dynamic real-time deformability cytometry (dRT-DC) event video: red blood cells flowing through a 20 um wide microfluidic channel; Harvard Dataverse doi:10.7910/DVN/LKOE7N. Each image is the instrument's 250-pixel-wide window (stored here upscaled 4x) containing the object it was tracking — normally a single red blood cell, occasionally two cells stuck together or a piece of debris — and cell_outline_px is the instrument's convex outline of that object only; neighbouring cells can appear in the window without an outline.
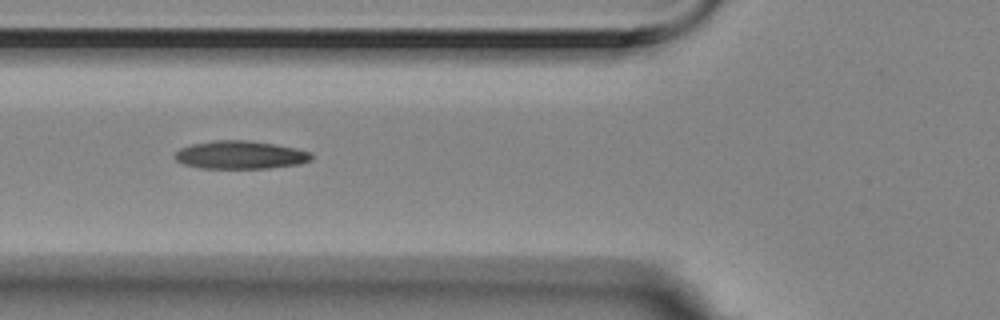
{"species": "Egyptian fruit bat (a non-hibernating species)", "species_latin": "Rousettus aegyptiacus", "temperature_condition": "room temperature", "stored_images_in_passage": 8, "camera_frame_rate_fps": 3000, "um_per_image_px": 0.085, "animal": {"sex": "female"}, "frame": {"image": 1, "passage_image": 4, "time_ms": 1.0, "image_size_px": [1000, 320], "cell_outline_px": [[312, 160], [300, 164], [268, 168], [200, 168], [184, 164], [176, 160], [172, 156], [180, 148], [192, 144], [216, 140], [248, 140], [296, 148], [312, 152]], "centroid_in_image_um": [20.43, 13.17], "position_along_channel_um": 105.4, "area_um2": 22.37}}
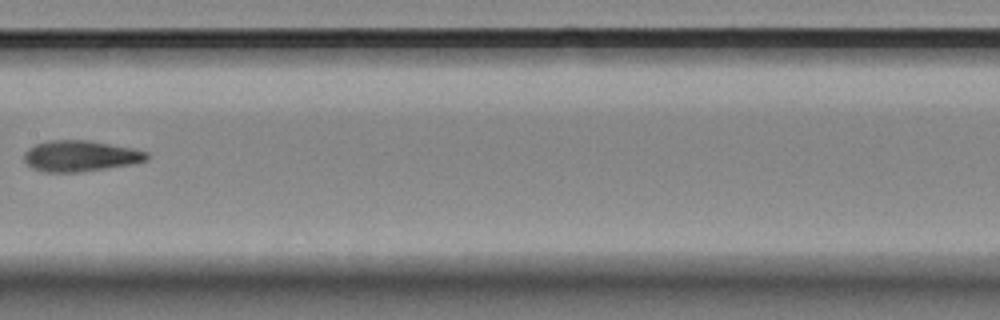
{"frame": {"image": 2, "passage_image": 6, "time_ms": 1.667, "image_size_px": [1000, 320], "cell_outline_px": [[148, 160], [136, 164], [76, 172], [48, 172], [32, 168], [24, 160], [24, 152], [28, 148], [36, 144], [48, 140], [88, 140], [136, 148], [148, 152]], "centroid_in_image_um": [6.87, 13.25], "position_along_channel_um": 200.5, "area_um2": 22.31}}
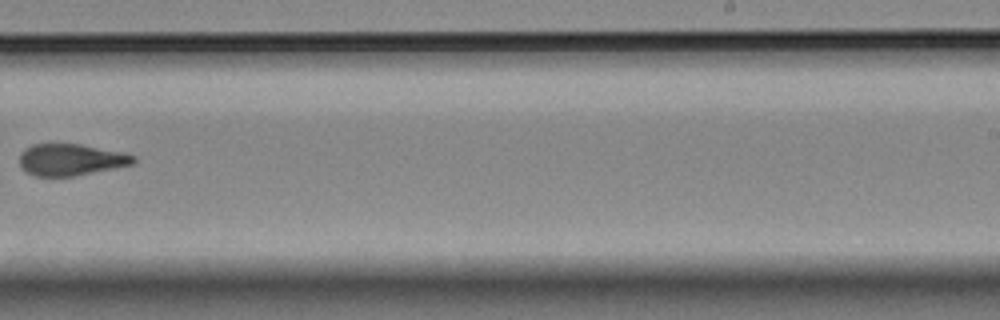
{"frame": {"image": 3, "passage_image": 8, "time_ms": 2.333, "image_size_px": [1000, 320], "cell_outline_px": [[136, 164], [76, 176], [36, 176], [28, 172], [20, 164], [20, 152], [24, 148], [32, 144], [80, 144], [124, 152], [136, 156]], "centroid_in_image_um": [6.08, 13.57], "position_along_channel_um": 282.9, "area_um2": 21.21}}